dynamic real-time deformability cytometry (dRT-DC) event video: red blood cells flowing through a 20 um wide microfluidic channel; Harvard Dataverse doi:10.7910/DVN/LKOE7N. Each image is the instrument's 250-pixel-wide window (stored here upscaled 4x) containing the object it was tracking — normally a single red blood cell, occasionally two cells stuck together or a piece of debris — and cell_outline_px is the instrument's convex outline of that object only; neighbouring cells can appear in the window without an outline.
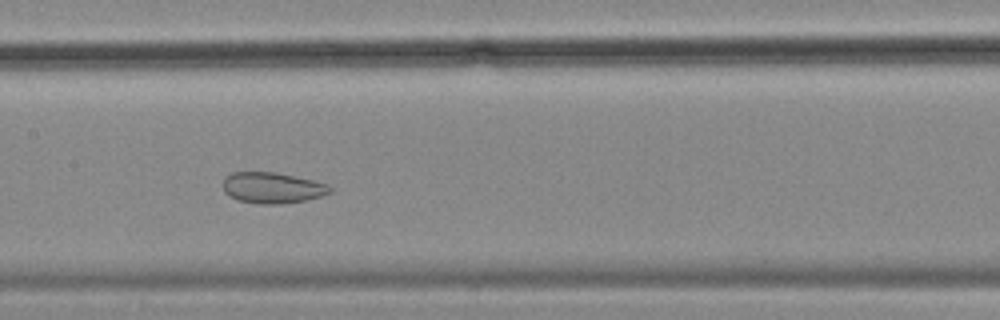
{"species": "common noctule bat (a hibernating species)", "species_latin": "Nyctalus noctula", "temperature_condition": "cold", "stored_images_in_passage": 57, "camera_frame_rate_fps": 3000, "um_per_image_px": 0.085, "animal": {"sex": "female", "body_mass_g": 18.4}, "frame": {"image": 1, "passage_image": 28, "time_ms": 9.0, "image_size_px": [1000, 320], "cell_outline_px": [[332, 192], [324, 196], [308, 200], [280, 204], [260, 204], [240, 200], [224, 192], [224, 176], [232, 172], [276, 172], [312, 180], [328, 184], [332, 188]], "centroid_in_image_um": [23.2, 15.96], "position_along_channel_um": 184.2, "area_um2": 19.36}}
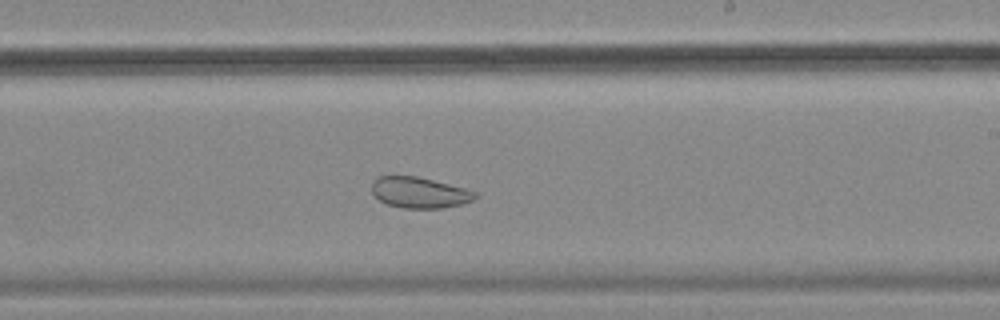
{"frame": {"image": 2, "passage_image": 34, "time_ms": 11.0, "image_size_px": [1000, 320], "cell_outline_px": [[480, 196], [472, 200], [460, 204], [440, 208], [400, 208], [388, 204], [380, 200], [372, 192], [372, 180], [380, 176], [416, 176], [464, 188], [476, 192]], "centroid_in_image_um": [35.64, 16.37], "position_along_channel_um": 253.4, "area_um2": 18.44}}
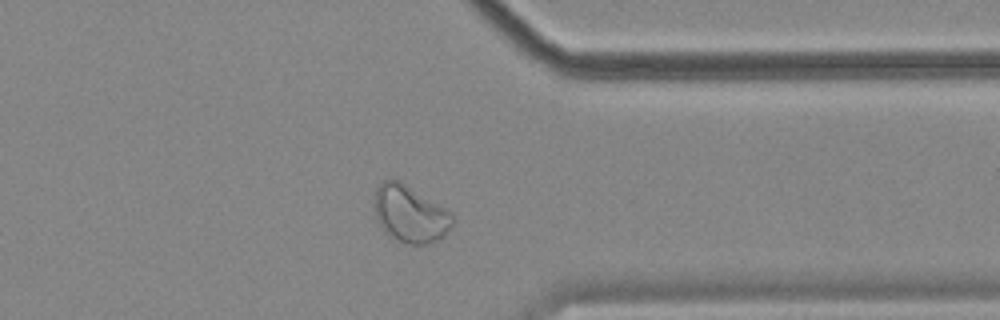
{"frame": {"image": 3, "passage_image": 45, "time_ms": 14.667, "image_size_px": [1000, 320], "cell_outline_px": [[456, 220], [444, 236], [428, 244], [408, 244], [388, 236], [384, 232], [376, 216], [376, 188], [384, 180], [400, 180], [452, 212], [456, 216]], "centroid_in_image_um": [34.91, 18.2], "position_along_channel_um": 376.5, "area_um2": 25.89}, "authors_computed_cell_mechanics": {"area_um2": 27.9174, "velocity_mm_per_s": 3.4775, "shape_relaxation_time_tau1_ms": null, "shape_relaxation_time_tau2_ms": 1.3941, "deformation_change_tau1": null, "deformation_change_tau2": 0.0644}}